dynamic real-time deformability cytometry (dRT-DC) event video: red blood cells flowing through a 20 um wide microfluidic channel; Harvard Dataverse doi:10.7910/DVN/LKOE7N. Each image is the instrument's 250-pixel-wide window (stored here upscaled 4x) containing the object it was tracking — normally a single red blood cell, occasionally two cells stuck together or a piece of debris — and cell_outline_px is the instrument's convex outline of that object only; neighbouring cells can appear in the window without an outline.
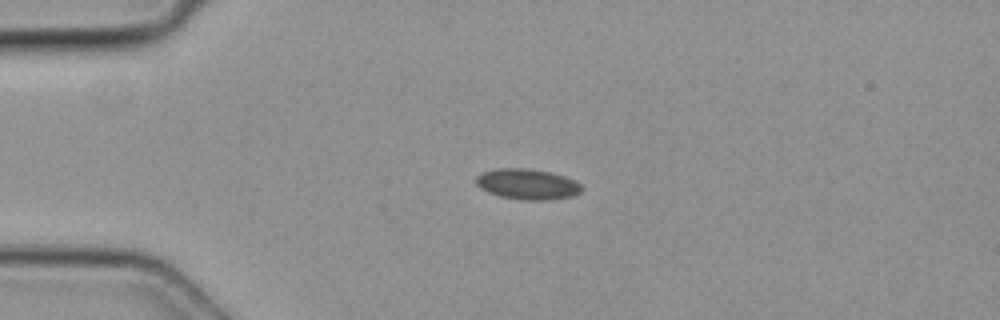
{"species": "common noctule bat (a hibernating species)", "species_latin": "Nyctalus noctula", "temperature_condition": "cold", "stored_images_in_passage": 4, "camera_frame_rate_fps": 3000, "um_per_image_px": 0.085, "animal": {"sex": "female", "body_mass_g": 19.3, "forearm_length_mm": 54.1}, "frame": {"image": 1, "passage_image": 2, "time_ms": 0.333, "image_size_px": [1000, 320], "cell_outline_px": [[584, 188], [580, 192], [572, 196], [552, 200], [520, 200], [500, 196], [488, 192], [480, 188], [476, 184], [476, 176], [484, 172], [496, 168], [528, 168], [552, 172], [576, 180]], "centroid_in_image_um": [44.85, 15.65], "position_along_channel_um": 40.1, "area_um2": 19.07}}
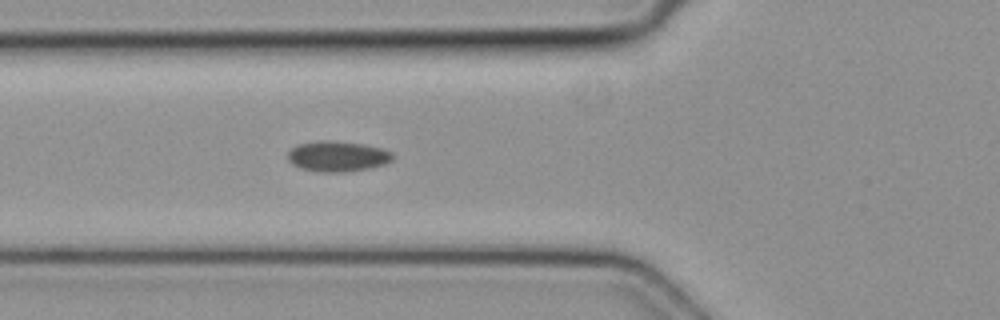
{"frame": {"image": 2, "passage_image": 4, "time_ms": 1.0, "image_size_px": [1000, 320], "cell_outline_px": [[392, 160], [384, 164], [372, 168], [344, 172], [320, 172], [300, 168], [292, 164], [288, 160], [288, 152], [296, 144], [320, 140], [328, 140], [364, 144], [384, 148], [392, 152]], "centroid_in_image_um": [28.69, 13.28], "position_along_channel_um": 97.1, "area_um2": 18.84}}